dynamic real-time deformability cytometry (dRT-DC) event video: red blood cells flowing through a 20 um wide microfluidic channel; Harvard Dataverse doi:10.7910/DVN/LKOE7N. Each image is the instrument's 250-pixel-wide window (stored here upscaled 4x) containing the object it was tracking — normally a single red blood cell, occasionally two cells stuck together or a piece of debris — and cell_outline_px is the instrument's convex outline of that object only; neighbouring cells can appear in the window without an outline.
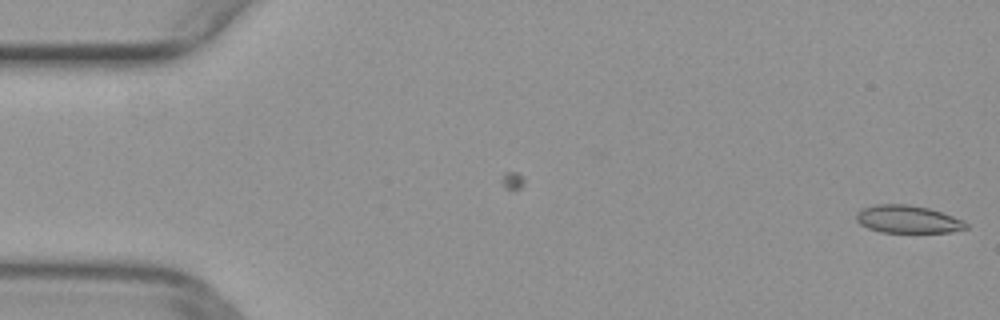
{"species": "common noctule bat (a hibernating species)", "species_latin": "Nyctalus noctula", "temperature_condition": "warm", "stored_images_in_passage": 6, "camera_frame_rate_fps": 3000, "um_per_image_px": 0.085, "animal": {"sex": "female", "body_mass_g": 29.2, "forearm_length_mm": 56.3}, "frame": {"image": 1, "passage_image": 6, "time_ms": 1.667, "image_size_px": [1000, 320], "cell_outline_px": [[968, 228], [952, 232], [880, 232], [868, 228], [860, 224], [856, 220], [856, 212], [864, 208], [876, 204], [908, 204], [928, 208], [964, 220], [968, 224]], "centroid_in_image_um": [77.16, 18.64], "position_along_channel_um": 7.8, "area_um2": 17.69}}